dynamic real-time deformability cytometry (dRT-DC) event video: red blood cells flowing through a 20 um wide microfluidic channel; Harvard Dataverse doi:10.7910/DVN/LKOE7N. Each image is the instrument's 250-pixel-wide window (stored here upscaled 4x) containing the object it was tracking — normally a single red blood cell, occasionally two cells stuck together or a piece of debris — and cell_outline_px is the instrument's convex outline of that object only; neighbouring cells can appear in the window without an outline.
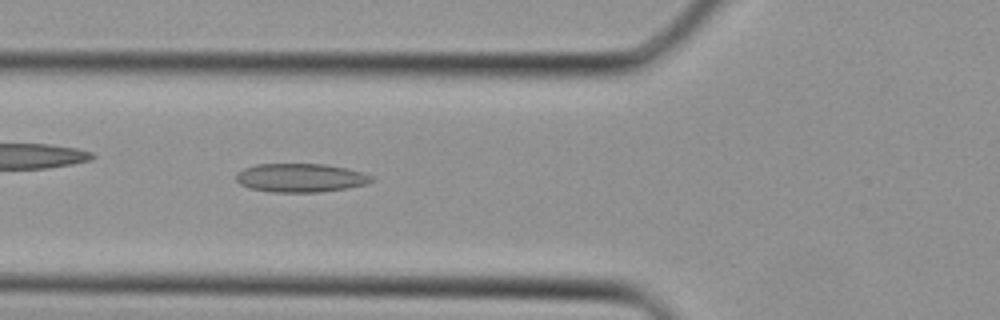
{"species": "Egyptian fruit bat (a non-hibernating species)", "species_latin": "Rousettus aegyptiacus", "temperature_condition": "cold", "stored_images_in_passage": 35, "camera_frame_rate_fps": 3000, "um_per_image_px": 0.085, "animal": {"sex": "female"}, "frame": {"image": 1, "passage_image": 12, "time_ms": 3.667, "image_size_px": [1000, 320], "cell_outline_px": [[376, 180], [364, 184], [348, 188], [320, 192], [272, 192], [248, 188], [240, 184], [236, 180], [236, 172], [244, 168], [256, 164], [324, 164], [348, 168], [364, 172], [372, 176]], "centroid_in_image_um": [25.55, 15.11], "position_along_channel_um": 100.2, "area_um2": 22.83}}
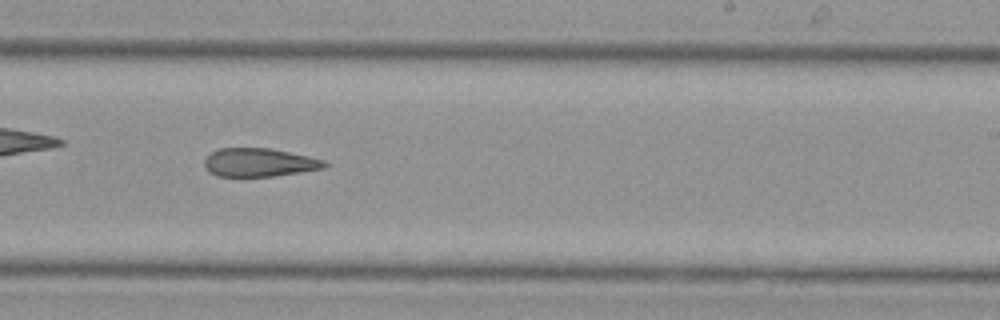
{"frame": {"image": 2, "passage_image": 21, "time_ms": 6.667, "image_size_px": [1000, 320], "cell_outline_px": [[328, 164], [324, 168], [300, 172], [272, 176], [216, 176], [208, 172], [204, 164], [204, 160], [212, 152], [220, 148], [268, 148], [308, 156], [324, 160]], "centroid_in_image_um": [22.01, 13.81], "position_along_channel_um": 267.0, "area_um2": 19.71}}
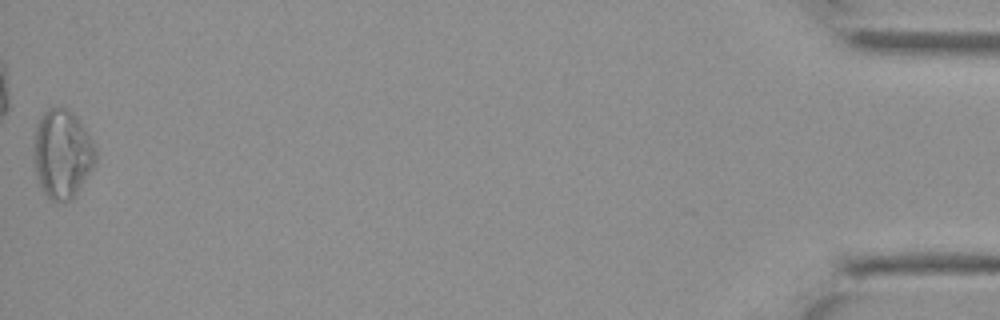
{"frame": {"image": 3, "passage_image": 35, "time_ms": 11.333, "image_size_px": [1000, 320], "cell_outline_px": [[96, 160], [92, 168], [76, 196], [72, 200], [52, 200], [44, 192], [36, 176], [32, 160], [36, 128], [40, 116], [48, 108], [68, 108], [76, 116], [92, 140], [96, 148]], "centroid_in_image_um": [5.28, 13.08], "position_along_channel_um": 429.9, "area_um2": 32.02}}